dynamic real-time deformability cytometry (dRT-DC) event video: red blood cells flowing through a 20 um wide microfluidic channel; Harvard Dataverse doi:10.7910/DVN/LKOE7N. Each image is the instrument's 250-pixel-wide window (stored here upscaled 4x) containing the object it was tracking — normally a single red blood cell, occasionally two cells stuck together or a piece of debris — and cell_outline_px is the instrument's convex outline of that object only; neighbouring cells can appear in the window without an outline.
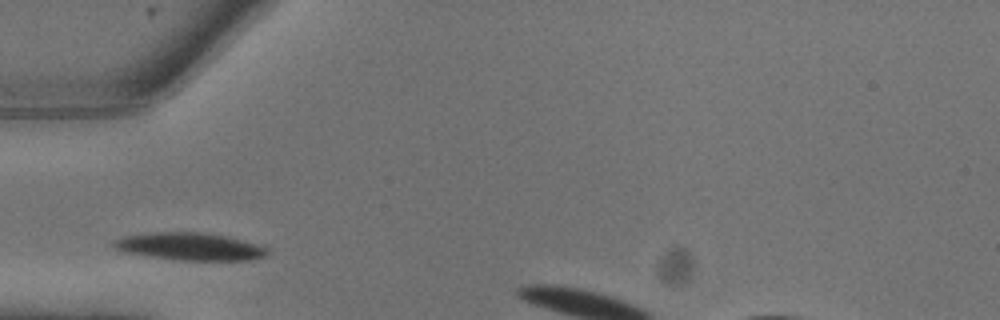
{"species": "common noctule bat (a hibernating species)", "species_latin": "Nyctalus noctula", "temperature_condition": "warm", "stored_images_in_passage": 4, "segment_of_instrument_passage": [1, 2], "camera_frame_rate_fps": 3000, "um_per_image_px": 0.085, "animal": {"sex": "male", "body_mass_g": 13.3}, "frame": {"image": 1, "passage_image": 2, "time_ms": 0.333, "image_size_px": [1000, 320], "cell_outline_px": [[272, 252], [268, 256], [252, 260], [180, 260], [152, 256], [128, 252], [112, 248], [108, 244], [112, 240], [120, 236], [152, 232], [200, 232], [228, 236], [256, 244], [268, 248]], "centroid_in_image_um": [16.14, 20.94], "position_along_channel_um": 68.9, "area_um2": 24.91}}